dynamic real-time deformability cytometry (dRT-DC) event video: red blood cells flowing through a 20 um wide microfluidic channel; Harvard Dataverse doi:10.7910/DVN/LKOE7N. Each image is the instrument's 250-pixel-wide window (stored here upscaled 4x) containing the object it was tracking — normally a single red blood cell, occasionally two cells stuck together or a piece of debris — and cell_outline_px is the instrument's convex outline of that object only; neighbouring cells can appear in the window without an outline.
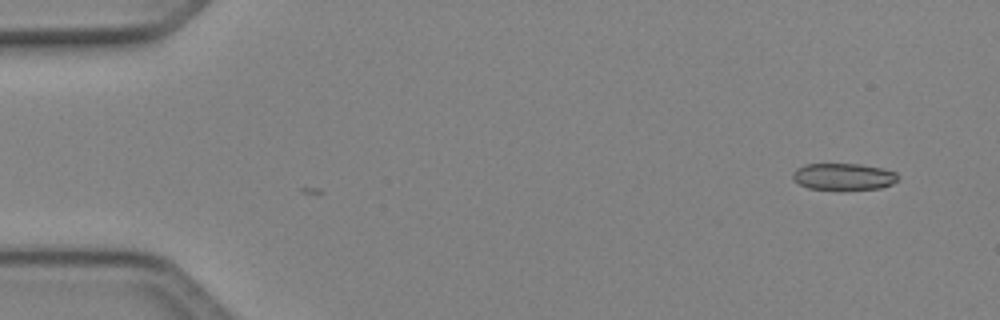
{"species": "Egyptian fruit bat (a non-hibernating species)", "species_latin": "Rousettus aegyptiacus", "temperature_condition": "cold", "stored_images_in_passage": 9, "camera_frame_rate_fps": 3000, "um_per_image_px": 0.085, "animal": {"sex": "female"}, "frame": {"image": 1, "passage_image": 1, "time_ms": 0.0, "image_size_px": [1000, 320], "cell_outline_px": [[900, 176], [892, 184], [880, 188], [840, 192], [808, 188], [792, 180], [792, 172], [796, 168], [804, 164], [860, 164], [880, 168], [896, 172]], "centroid_in_image_um": [71.66, 15.05], "position_along_channel_um": 13.3, "area_um2": 17.11}}